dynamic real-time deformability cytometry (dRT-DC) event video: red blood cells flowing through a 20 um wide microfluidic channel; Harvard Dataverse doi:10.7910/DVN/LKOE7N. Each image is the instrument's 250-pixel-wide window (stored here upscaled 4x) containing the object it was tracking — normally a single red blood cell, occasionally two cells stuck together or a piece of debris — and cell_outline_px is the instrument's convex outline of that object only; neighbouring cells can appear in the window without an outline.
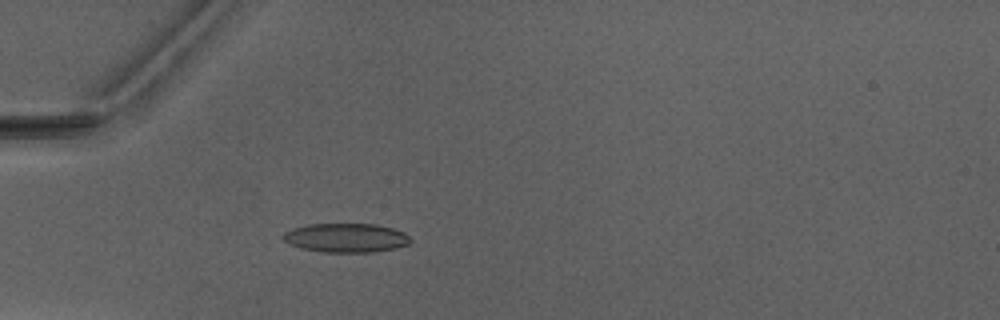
{"species": "Egyptian fruit bat (a non-hibernating species)", "species_latin": "Rousettus aegyptiacus", "temperature_condition": "warm", "stored_images_in_passage": 4, "camera_frame_rate_fps": 3000, "um_per_image_px": 0.085, "animal": {"sex": "male"}, "frame": {"image": 1, "passage_image": 4, "time_ms": 4.333, "image_size_px": [1000, 320], "cell_outline_px": [[412, 240], [408, 244], [392, 248], [372, 252], [324, 252], [300, 248], [288, 244], [280, 236], [284, 232], [292, 228], [308, 224], [376, 224], [392, 228], [404, 232]], "centroid_in_image_um": [29.35, 20.21], "position_along_channel_um": 55.6, "area_um2": 21.56}}